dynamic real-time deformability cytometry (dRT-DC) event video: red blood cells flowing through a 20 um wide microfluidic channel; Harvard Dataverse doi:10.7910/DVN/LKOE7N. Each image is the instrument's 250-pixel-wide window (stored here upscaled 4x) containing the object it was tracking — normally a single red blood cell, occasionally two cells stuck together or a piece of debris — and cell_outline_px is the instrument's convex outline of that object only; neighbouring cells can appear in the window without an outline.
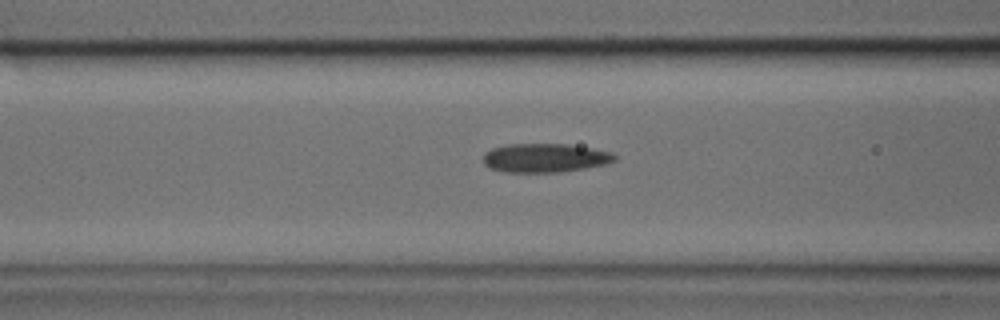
{"species": "common noctule bat (a hibernating species)", "species_latin": "Nyctalus noctula", "temperature_condition": "cold", "stored_images_in_passage": 28, "camera_frame_rate_fps": 3000, "um_per_image_px": 0.085, "animal": {"sex": "male", "body_mass_g": 17.9, "forearm_length_mm": 54.2}, "frame": {"image": 1, "passage_image": 11, "time_ms": 3.333, "image_size_px": [1000, 320], "cell_outline_px": [[616, 160], [608, 164], [560, 172], [504, 172], [488, 168], [484, 164], [484, 156], [492, 148], [508, 144], [568, 144], [592, 148], [612, 152], [616, 156]], "centroid_in_image_um": [46.35, 13.42], "position_along_channel_um": 120.3, "area_um2": 22.14}}
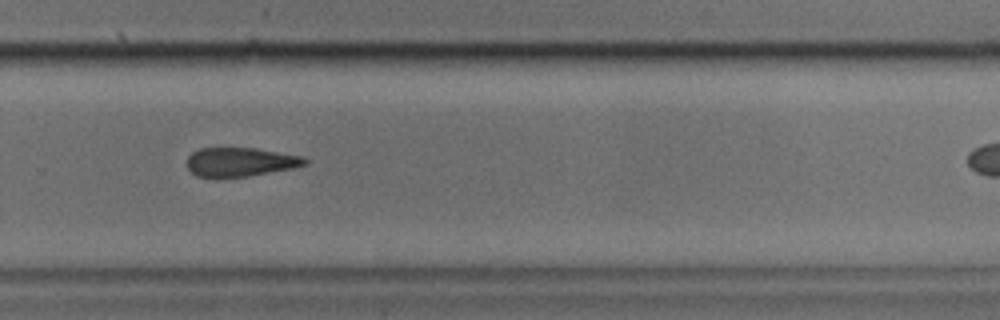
{"frame": {"image": 2, "passage_image": 22, "time_ms": 7.0, "image_size_px": [1000, 320], "cell_outline_px": [[308, 164], [292, 168], [248, 176], [196, 176], [188, 168], [188, 156], [192, 152], [200, 148], [256, 148], [304, 156], [308, 160]], "centroid_in_image_um": [20.47, 13.75], "position_along_channel_um": 309.3, "area_um2": 19.65}}
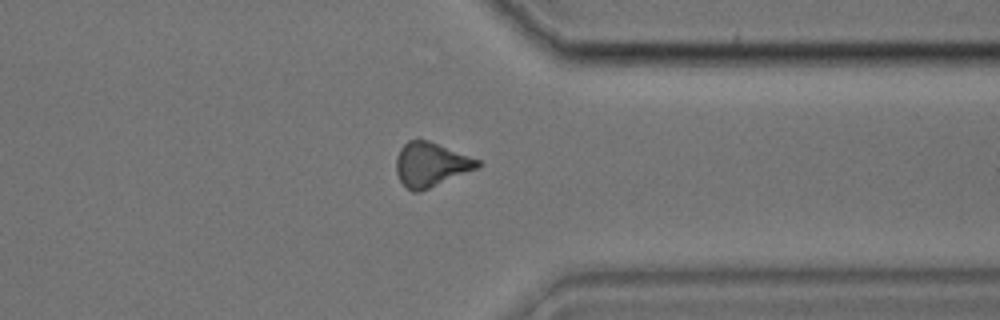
{"frame": {"image": 3, "passage_image": 26, "time_ms": 8.333, "image_size_px": [1000, 320], "cell_outline_px": [[484, 164], [480, 168], [420, 192], [412, 192], [400, 180], [396, 172], [396, 156], [400, 148], [408, 140], [428, 140], [480, 160]], "centroid_in_image_um": [36.65, 13.99], "position_along_channel_um": 374.7, "area_um2": 21.15}}